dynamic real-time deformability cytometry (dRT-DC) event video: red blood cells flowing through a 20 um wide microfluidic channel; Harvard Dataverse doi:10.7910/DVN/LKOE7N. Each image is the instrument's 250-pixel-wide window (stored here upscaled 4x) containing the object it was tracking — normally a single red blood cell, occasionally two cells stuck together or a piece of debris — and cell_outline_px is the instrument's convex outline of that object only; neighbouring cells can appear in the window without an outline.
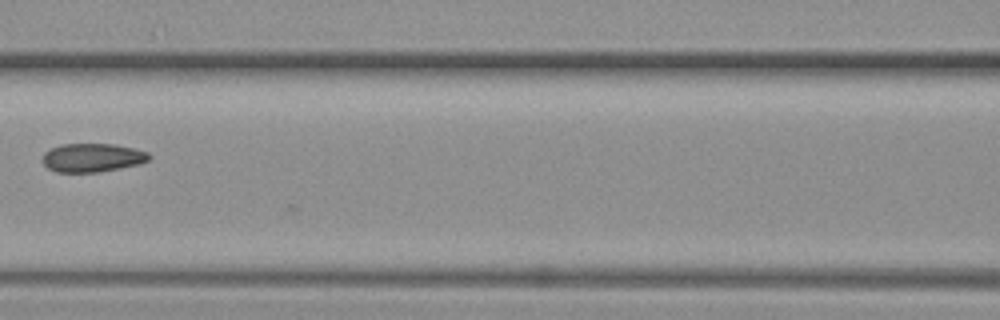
{"species": "common noctule bat (a hibernating species)", "species_latin": "Nyctalus noctula", "temperature_condition": "warm", "stored_images_in_passage": 8, "camera_frame_rate_fps": 3000, "um_per_image_px": 0.085, "animal": {"sex": "female", "body_mass_g": 19.3, "forearm_length_mm": 54.1}, "frame": {"image": 1, "passage_image": 8, "time_ms": 2.333, "image_size_px": [1000, 320], "cell_outline_px": [[152, 156], [148, 160], [136, 164], [96, 172], [56, 172], [48, 168], [44, 164], [44, 152], [60, 144], [116, 144], [148, 152]], "centroid_in_image_um": [7.83, 13.39], "position_along_channel_um": 158.8, "area_um2": 17.46}}